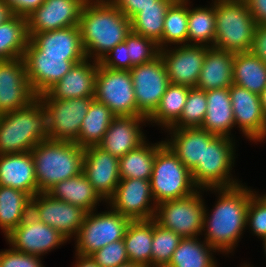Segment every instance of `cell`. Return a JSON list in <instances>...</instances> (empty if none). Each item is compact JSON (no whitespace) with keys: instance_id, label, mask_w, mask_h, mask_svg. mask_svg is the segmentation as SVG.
I'll return each instance as SVG.
<instances>
[{"instance_id":"1","label":"cell","mask_w":266,"mask_h":267,"mask_svg":"<svg viewBox=\"0 0 266 267\" xmlns=\"http://www.w3.org/2000/svg\"><path fill=\"white\" fill-rule=\"evenodd\" d=\"M208 190H214L219 195L211 214L204 207V239L217 252L231 253L247 227L248 204L250 197L257 191L241 183L227 188L206 189Z\"/></svg>"},{"instance_id":"2","label":"cell","mask_w":266,"mask_h":267,"mask_svg":"<svg viewBox=\"0 0 266 267\" xmlns=\"http://www.w3.org/2000/svg\"><path fill=\"white\" fill-rule=\"evenodd\" d=\"M86 58L100 61L131 33V20L109 0H87L78 24Z\"/></svg>"},{"instance_id":"3","label":"cell","mask_w":266,"mask_h":267,"mask_svg":"<svg viewBox=\"0 0 266 267\" xmlns=\"http://www.w3.org/2000/svg\"><path fill=\"white\" fill-rule=\"evenodd\" d=\"M45 140L47 114L38 98L22 109L0 115V154L30 152Z\"/></svg>"},{"instance_id":"4","label":"cell","mask_w":266,"mask_h":267,"mask_svg":"<svg viewBox=\"0 0 266 267\" xmlns=\"http://www.w3.org/2000/svg\"><path fill=\"white\" fill-rule=\"evenodd\" d=\"M38 193L83 172L84 148L75 142L45 140L31 151Z\"/></svg>"},{"instance_id":"5","label":"cell","mask_w":266,"mask_h":267,"mask_svg":"<svg viewBox=\"0 0 266 267\" xmlns=\"http://www.w3.org/2000/svg\"><path fill=\"white\" fill-rule=\"evenodd\" d=\"M214 47L231 53L250 52L257 26L244 0H215Z\"/></svg>"},{"instance_id":"6","label":"cell","mask_w":266,"mask_h":267,"mask_svg":"<svg viewBox=\"0 0 266 267\" xmlns=\"http://www.w3.org/2000/svg\"><path fill=\"white\" fill-rule=\"evenodd\" d=\"M150 186L156 205L187 197L198 190L191 171L166 143L156 152Z\"/></svg>"},{"instance_id":"7","label":"cell","mask_w":266,"mask_h":267,"mask_svg":"<svg viewBox=\"0 0 266 267\" xmlns=\"http://www.w3.org/2000/svg\"><path fill=\"white\" fill-rule=\"evenodd\" d=\"M234 141L235 139L220 136L204 141L203 161L191 170L193 182L198 189L227 188L240 184L231 175L236 154Z\"/></svg>"},{"instance_id":"8","label":"cell","mask_w":266,"mask_h":267,"mask_svg":"<svg viewBox=\"0 0 266 267\" xmlns=\"http://www.w3.org/2000/svg\"><path fill=\"white\" fill-rule=\"evenodd\" d=\"M87 212L84 222L74 240L76 253L91 256L94 252L111 242L124 238L131 220L117 211L109 209L105 212Z\"/></svg>"},{"instance_id":"9","label":"cell","mask_w":266,"mask_h":267,"mask_svg":"<svg viewBox=\"0 0 266 267\" xmlns=\"http://www.w3.org/2000/svg\"><path fill=\"white\" fill-rule=\"evenodd\" d=\"M202 191L204 190L198 189L187 197L158 204L154 220L182 238L203 235L205 202Z\"/></svg>"},{"instance_id":"10","label":"cell","mask_w":266,"mask_h":267,"mask_svg":"<svg viewBox=\"0 0 266 267\" xmlns=\"http://www.w3.org/2000/svg\"><path fill=\"white\" fill-rule=\"evenodd\" d=\"M94 98L116 116H143L137 109L132 76L128 70H113L98 65Z\"/></svg>"},{"instance_id":"11","label":"cell","mask_w":266,"mask_h":267,"mask_svg":"<svg viewBox=\"0 0 266 267\" xmlns=\"http://www.w3.org/2000/svg\"><path fill=\"white\" fill-rule=\"evenodd\" d=\"M94 97L73 99H39L47 114L48 139L76 142L82 120Z\"/></svg>"},{"instance_id":"12","label":"cell","mask_w":266,"mask_h":267,"mask_svg":"<svg viewBox=\"0 0 266 267\" xmlns=\"http://www.w3.org/2000/svg\"><path fill=\"white\" fill-rule=\"evenodd\" d=\"M30 214L51 226L67 240L76 237L87 211L82 207L53 198L47 192L32 197Z\"/></svg>"},{"instance_id":"13","label":"cell","mask_w":266,"mask_h":267,"mask_svg":"<svg viewBox=\"0 0 266 267\" xmlns=\"http://www.w3.org/2000/svg\"><path fill=\"white\" fill-rule=\"evenodd\" d=\"M138 111L149 117L159 106L169 83L166 68L159 55L153 61L134 65L130 70Z\"/></svg>"},{"instance_id":"14","label":"cell","mask_w":266,"mask_h":267,"mask_svg":"<svg viewBox=\"0 0 266 267\" xmlns=\"http://www.w3.org/2000/svg\"><path fill=\"white\" fill-rule=\"evenodd\" d=\"M106 204L131 221L154 219L157 206L150 180L136 178L121 179L114 195Z\"/></svg>"},{"instance_id":"15","label":"cell","mask_w":266,"mask_h":267,"mask_svg":"<svg viewBox=\"0 0 266 267\" xmlns=\"http://www.w3.org/2000/svg\"><path fill=\"white\" fill-rule=\"evenodd\" d=\"M13 250L42 257L68 240L56 229L37 220L31 214L6 237Z\"/></svg>"},{"instance_id":"16","label":"cell","mask_w":266,"mask_h":267,"mask_svg":"<svg viewBox=\"0 0 266 267\" xmlns=\"http://www.w3.org/2000/svg\"><path fill=\"white\" fill-rule=\"evenodd\" d=\"M36 98L24 59L0 60V114L22 109Z\"/></svg>"},{"instance_id":"17","label":"cell","mask_w":266,"mask_h":267,"mask_svg":"<svg viewBox=\"0 0 266 267\" xmlns=\"http://www.w3.org/2000/svg\"><path fill=\"white\" fill-rule=\"evenodd\" d=\"M178 47V48H177ZM209 46L183 44L163 48L160 56L164 62L170 84L196 87Z\"/></svg>"},{"instance_id":"18","label":"cell","mask_w":266,"mask_h":267,"mask_svg":"<svg viewBox=\"0 0 266 267\" xmlns=\"http://www.w3.org/2000/svg\"><path fill=\"white\" fill-rule=\"evenodd\" d=\"M23 59L27 68L28 81L37 97L46 93L76 63L80 62L66 60V56L44 55L30 42L25 49Z\"/></svg>"},{"instance_id":"19","label":"cell","mask_w":266,"mask_h":267,"mask_svg":"<svg viewBox=\"0 0 266 267\" xmlns=\"http://www.w3.org/2000/svg\"><path fill=\"white\" fill-rule=\"evenodd\" d=\"M229 95L234 113L235 127L251 141L266 139V116L262 110L260 95L244 87L232 84Z\"/></svg>"},{"instance_id":"20","label":"cell","mask_w":266,"mask_h":267,"mask_svg":"<svg viewBox=\"0 0 266 267\" xmlns=\"http://www.w3.org/2000/svg\"><path fill=\"white\" fill-rule=\"evenodd\" d=\"M87 0H45L27 18L29 37L79 24L80 14Z\"/></svg>"},{"instance_id":"21","label":"cell","mask_w":266,"mask_h":267,"mask_svg":"<svg viewBox=\"0 0 266 267\" xmlns=\"http://www.w3.org/2000/svg\"><path fill=\"white\" fill-rule=\"evenodd\" d=\"M83 172L105 203L120 182L119 158L99 146L84 148Z\"/></svg>"},{"instance_id":"22","label":"cell","mask_w":266,"mask_h":267,"mask_svg":"<svg viewBox=\"0 0 266 267\" xmlns=\"http://www.w3.org/2000/svg\"><path fill=\"white\" fill-rule=\"evenodd\" d=\"M98 65L99 61L85 58L76 63L63 78L37 98L64 100L95 97V78Z\"/></svg>"},{"instance_id":"23","label":"cell","mask_w":266,"mask_h":267,"mask_svg":"<svg viewBox=\"0 0 266 267\" xmlns=\"http://www.w3.org/2000/svg\"><path fill=\"white\" fill-rule=\"evenodd\" d=\"M146 121L144 116H116L98 146L117 158L123 157L145 141L140 125Z\"/></svg>"},{"instance_id":"24","label":"cell","mask_w":266,"mask_h":267,"mask_svg":"<svg viewBox=\"0 0 266 267\" xmlns=\"http://www.w3.org/2000/svg\"><path fill=\"white\" fill-rule=\"evenodd\" d=\"M29 42L44 55L66 56V60L70 61L86 58L78 25L34 33Z\"/></svg>"},{"instance_id":"25","label":"cell","mask_w":266,"mask_h":267,"mask_svg":"<svg viewBox=\"0 0 266 267\" xmlns=\"http://www.w3.org/2000/svg\"><path fill=\"white\" fill-rule=\"evenodd\" d=\"M0 185L21 190L32 197L38 193L31 152L0 154Z\"/></svg>"},{"instance_id":"26","label":"cell","mask_w":266,"mask_h":267,"mask_svg":"<svg viewBox=\"0 0 266 267\" xmlns=\"http://www.w3.org/2000/svg\"><path fill=\"white\" fill-rule=\"evenodd\" d=\"M234 53L209 46L196 87L203 91L229 88L233 84Z\"/></svg>"},{"instance_id":"27","label":"cell","mask_w":266,"mask_h":267,"mask_svg":"<svg viewBox=\"0 0 266 267\" xmlns=\"http://www.w3.org/2000/svg\"><path fill=\"white\" fill-rule=\"evenodd\" d=\"M166 131L171 138L165 139V143L190 171L203 161L204 141L215 136L201 127L168 128Z\"/></svg>"},{"instance_id":"28","label":"cell","mask_w":266,"mask_h":267,"mask_svg":"<svg viewBox=\"0 0 266 267\" xmlns=\"http://www.w3.org/2000/svg\"><path fill=\"white\" fill-rule=\"evenodd\" d=\"M206 97L207 111L201 128L212 135L233 139L231 129L235 121L229 88L206 91Z\"/></svg>"},{"instance_id":"29","label":"cell","mask_w":266,"mask_h":267,"mask_svg":"<svg viewBox=\"0 0 266 267\" xmlns=\"http://www.w3.org/2000/svg\"><path fill=\"white\" fill-rule=\"evenodd\" d=\"M47 193L55 199L82 207L87 212L96 211L97 204L104 202L84 172L56 183Z\"/></svg>"},{"instance_id":"30","label":"cell","mask_w":266,"mask_h":267,"mask_svg":"<svg viewBox=\"0 0 266 267\" xmlns=\"http://www.w3.org/2000/svg\"><path fill=\"white\" fill-rule=\"evenodd\" d=\"M32 196L0 185V229L6 237L30 214Z\"/></svg>"},{"instance_id":"31","label":"cell","mask_w":266,"mask_h":267,"mask_svg":"<svg viewBox=\"0 0 266 267\" xmlns=\"http://www.w3.org/2000/svg\"><path fill=\"white\" fill-rule=\"evenodd\" d=\"M123 240L129 261L142 267H151L153 219L131 221Z\"/></svg>"},{"instance_id":"32","label":"cell","mask_w":266,"mask_h":267,"mask_svg":"<svg viewBox=\"0 0 266 267\" xmlns=\"http://www.w3.org/2000/svg\"><path fill=\"white\" fill-rule=\"evenodd\" d=\"M233 84L260 95L266 86V63L251 51L235 53Z\"/></svg>"},{"instance_id":"33","label":"cell","mask_w":266,"mask_h":267,"mask_svg":"<svg viewBox=\"0 0 266 267\" xmlns=\"http://www.w3.org/2000/svg\"><path fill=\"white\" fill-rule=\"evenodd\" d=\"M115 117L116 115L105 104L94 98L82 120L79 136L75 143L82 148L98 146Z\"/></svg>"},{"instance_id":"34","label":"cell","mask_w":266,"mask_h":267,"mask_svg":"<svg viewBox=\"0 0 266 267\" xmlns=\"http://www.w3.org/2000/svg\"><path fill=\"white\" fill-rule=\"evenodd\" d=\"M165 143L151 144L146 140L136 149L119 158L120 179L150 180L157 150Z\"/></svg>"},{"instance_id":"35","label":"cell","mask_w":266,"mask_h":267,"mask_svg":"<svg viewBox=\"0 0 266 267\" xmlns=\"http://www.w3.org/2000/svg\"><path fill=\"white\" fill-rule=\"evenodd\" d=\"M199 240L198 237L182 238L166 267H218L212 255L217 251L205 239Z\"/></svg>"},{"instance_id":"36","label":"cell","mask_w":266,"mask_h":267,"mask_svg":"<svg viewBox=\"0 0 266 267\" xmlns=\"http://www.w3.org/2000/svg\"><path fill=\"white\" fill-rule=\"evenodd\" d=\"M29 40L27 18L13 15L0 24V60L23 58Z\"/></svg>"},{"instance_id":"37","label":"cell","mask_w":266,"mask_h":267,"mask_svg":"<svg viewBox=\"0 0 266 267\" xmlns=\"http://www.w3.org/2000/svg\"><path fill=\"white\" fill-rule=\"evenodd\" d=\"M190 87L169 84L159 106L147 118L146 123H155L161 128H170L179 118L185 106Z\"/></svg>"},{"instance_id":"38","label":"cell","mask_w":266,"mask_h":267,"mask_svg":"<svg viewBox=\"0 0 266 267\" xmlns=\"http://www.w3.org/2000/svg\"><path fill=\"white\" fill-rule=\"evenodd\" d=\"M189 2L190 0H175L167 9L162 39L157 43L160 50L168 45L187 44Z\"/></svg>"},{"instance_id":"39","label":"cell","mask_w":266,"mask_h":267,"mask_svg":"<svg viewBox=\"0 0 266 267\" xmlns=\"http://www.w3.org/2000/svg\"><path fill=\"white\" fill-rule=\"evenodd\" d=\"M210 7H188L187 44L213 46L215 42V0Z\"/></svg>"},{"instance_id":"40","label":"cell","mask_w":266,"mask_h":267,"mask_svg":"<svg viewBox=\"0 0 266 267\" xmlns=\"http://www.w3.org/2000/svg\"><path fill=\"white\" fill-rule=\"evenodd\" d=\"M175 0H158L156 6L141 9L132 19V32L158 43L162 39L167 9Z\"/></svg>"},{"instance_id":"41","label":"cell","mask_w":266,"mask_h":267,"mask_svg":"<svg viewBox=\"0 0 266 267\" xmlns=\"http://www.w3.org/2000/svg\"><path fill=\"white\" fill-rule=\"evenodd\" d=\"M182 237L166 229L153 219V240L151 246V267H166L172 259Z\"/></svg>"},{"instance_id":"42","label":"cell","mask_w":266,"mask_h":267,"mask_svg":"<svg viewBox=\"0 0 266 267\" xmlns=\"http://www.w3.org/2000/svg\"><path fill=\"white\" fill-rule=\"evenodd\" d=\"M207 111L206 91L192 87L189 89L180 118L170 128L201 127Z\"/></svg>"},{"instance_id":"43","label":"cell","mask_w":266,"mask_h":267,"mask_svg":"<svg viewBox=\"0 0 266 267\" xmlns=\"http://www.w3.org/2000/svg\"><path fill=\"white\" fill-rule=\"evenodd\" d=\"M124 42L128 46L129 57L133 65L151 62L160 55V49L154 40L132 31Z\"/></svg>"},{"instance_id":"44","label":"cell","mask_w":266,"mask_h":267,"mask_svg":"<svg viewBox=\"0 0 266 267\" xmlns=\"http://www.w3.org/2000/svg\"><path fill=\"white\" fill-rule=\"evenodd\" d=\"M246 225L260 239L266 237V199L258 192L250 197Z\"/></svg>"},{"instance_id":"45","label":"cell","mask_w":266,"mask_h":267,"mask_svg":"<svg viewBox=\"0 0 266 267\" xmlns=\"http://www.w3.org/2000/svg\"><path fill=\"white\" fill-rule=\"evenodd\" d=\"M91 257L99 267H117L129 261L123 239L109 243Z\"/></svg>"},{"instance_id":"46","label":"cell","mask_w":266,"mask_h":267,"mask_svg":"<svg viewBox=\"0 0 266 267\" xmlns=\"http://www.w3.org/2000/svg\"><path fill=\"white\" fill-rule=\"evenodd\" d=\"M99 65L113 70H128L133 68L131 63L128 46L125 42L113 47L104 57L99 61Z\"/></svg>"},{"instance_id":"47","label":"cell","mask_w":266,"mask_h":267,"mask_svg":"<svg viewBox=\"0 0 266 267\" xmlns=\"http://www.w3.org/2000/svg\"><path fill=\"white\" fill-rule=\"evenodd\" d=\"M39 256L10 249L0 251V267H45Z\"/></svg>"},{"instance_id":"48","label":"cell","mask_w":266,"mask_h":267,"mask_svg":"<svg viewBox=\"0 0 266 267\" xmlns=\"http://www.w3.org/2000/svg\"><path fill=\"white\" fill-rule=\"evenodd\" d=\"M130 20L148 6H156L158 0H109Z\"/></svg>"},{"instance_id":"49","label":"cell","mask_w":266,"mask_h":267,"mask_svg":"<svg viewBox=\"0 0 266 267\" xmlns=\"http://www.w3.org/2000/svg\"><path fill=\"white\" fill-rule=\"evenodd\" d=\"M12 11L13 15L27 17L39 8L45 0H3Z\"/></svg>"},{"instance_id":"50","label":"cell","mask_w":266,"mask_h":267,"mask_svg":"<svg viewBox=\"0 0 266 267\" xmlns=\"http://www.w3.org/2000/svg\"><path fill=\"white\" fill-rule=\"evenodd\" d=\"M251 52L266 63V25H257Z\"/></svg>"},{"instance_id":"51","label":"cell","mask_w":266,"mask_h":267,"mask_svg":"<svg viewBox=\"0 0 266 267\" xmlns=\"http://www.w3.org/2000/svg\"><path fill=\"white\" fill-rule=\"evenodd\" d=\"M257 25H266V0H244Z\"/></svg>"},{"instance_id":"52","label":"cell","mask_w":266,"mask_h":267,"mask_svg":"<svg viewBox=\"0 0 266 267\" xmlns=\"http://www.w3.org/2000/svg\"><path fill=\"white\" fill-rule=\"evenodd\" d=\"M76 255V262L73 267H99L91 256Z\"/></svg>"},{"instance_id":"53","label":"cell","mask_w":266,"mask_h":267,"mask_svg":"<svg viewBox=\"0 0 266 267\" xmlns=\"http://www.w3.org/2000/svg\"><path fill=\"white\" fill-rule=\"evenodd\" d=\"M12 16L13 13L10 7L3 0H0V24H3Z\"/></svg>"},{"instance_id":"54","label":"cell","mask_w":266,"mask_h":267,"mask_svg":"<svg viewBox=\"0 0 266 267\" xmlns=\"http://www.w3.org/2000/svg\"><path fill=\"white\" fill-rule=\"evenodd\" d=\"M260 101L264 115L266 116V86L260 94Z\"/></svg>"},{"instance_id":"55","label":"cell","mask_w":266,"mask_h":267,"mask_svg":"<svg viewBox=\"0 0 266 267\" xmlns=\"http://www.w3.org/2000/svg\"><path fill=\"white\" fill-rule=\"evenodd\" d=\"M117 267H142V266L137 264V263H133L131 261H128L124 264L118 265Z\"/></svg>"},{"instance_id":"56","label":"cell","mask_w":266,"mask_h":267,"mask_svg":"<svg viewBox=\"0 0 266 267\" xmlns=\"http://www.w3.org/2000/svg\"><path fill=\"white\" fill-rule=\"evenodd\" d=\"M262 240H263V249H264V252H265V256H266V237L265 238H262Z\"/></svg>"},{"instance_id":"57","label":"cell","mask_w":266,"mask_h":267,"mask_svg":"<svg viewBox=\"0 0 266 267\" xmlns=\"http://www.w3.org/2000/svg\"><path fill=\"white\" fill-rule=\"evenodd\" d=\"M248 266H249V264L247 265L244 263V265L242 267H248ZM249 267H253V266H249Z\"/></svg>"}]
</instances>
